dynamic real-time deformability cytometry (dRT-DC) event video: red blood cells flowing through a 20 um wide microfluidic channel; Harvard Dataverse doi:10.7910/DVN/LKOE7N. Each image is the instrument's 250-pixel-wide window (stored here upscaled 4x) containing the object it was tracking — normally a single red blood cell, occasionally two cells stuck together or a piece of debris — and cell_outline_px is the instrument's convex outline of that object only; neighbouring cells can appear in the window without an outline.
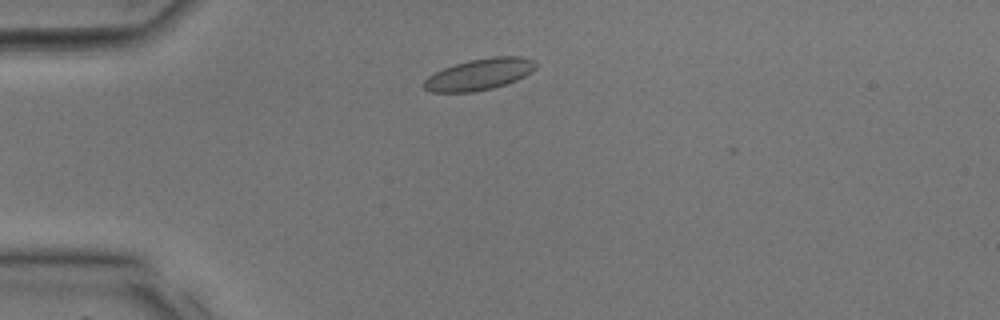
{"species": "common noctule bat (a hibernating species)", "species_latin": "Nyctalus noctula", "temperature_condition": "room temperature", "stored_images_in_passage": 25, "camera_frame_rate_fps": 3000, "um_per_image_px": 0.085, "animal": {"sex": "male", "body_mass_g": 17.9, "forearm_length_mm": 54.2}, "frame": {"image": 1, "passage_image": 2, "time_ms": 0.333, "image_size_px": [1000, 320], "cell_outline_px": [[536, 68], [524, 76], [516, 80], [492, 88], [472, 92], [432, 92], [424, 88], [420, 84], [428, 76], [444, 68], [456, 64], [472, 60], [492, 56], [520, 56], [536, 60]], "centroid_in_image_um": [40.74, 6.31], "position_along_channel_um": 44.3, "area_um2": 20.35}}
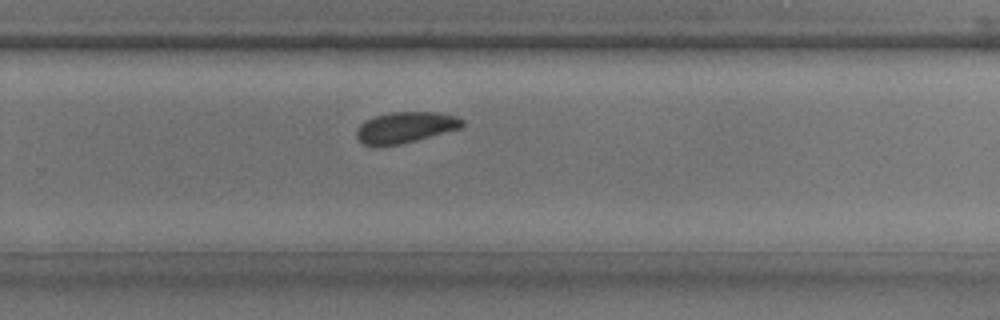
{"frame": {"image": 2, "passage_image": 17, "time_ms": 5.333, "image_size_px": [1000, 320], "cell_outline_px": [[464, 124], [460, 128], [416, 140], [400, 144], [380, 148], [376, 148], [364, 144], [356, 136], [356, 132], [360, 124], [364, 120], [372, 116], [388, 112], [436, 112], [456, 116], [464, 120]], "centroid_in_image_um": [34.39, 10.84], "position_along_channel_um": 295.4, "area_um2": 19.42}}
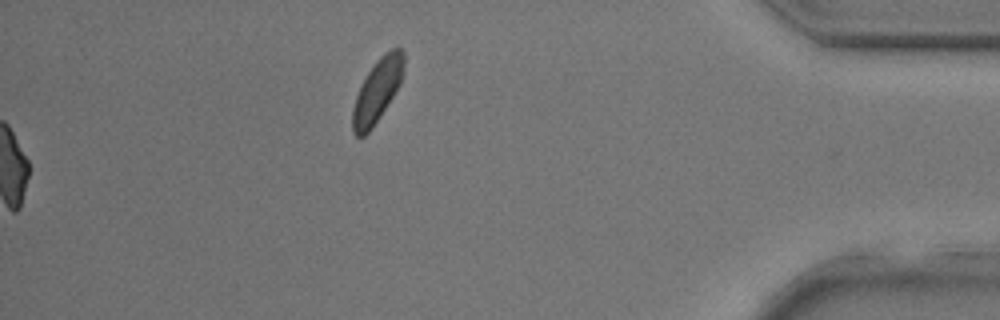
{"frame": {"image": 3, "passage_image": 25, "time_ms": 8.0, "image_size_px": [1000, 320], "cell_outline_px": [[404, 72], [400, 84], [372, 128], [364, 136], [356, 136], [352, 132], [352, 108], [356, 96], [368, 72], [376, 60], [384, 52], [392, 48], [400, 48], [404, 52]], "centroid_in_image_um": [32.07, 7.69], "position_along_channel_um": 403.1, "area_um2": 18.67}}